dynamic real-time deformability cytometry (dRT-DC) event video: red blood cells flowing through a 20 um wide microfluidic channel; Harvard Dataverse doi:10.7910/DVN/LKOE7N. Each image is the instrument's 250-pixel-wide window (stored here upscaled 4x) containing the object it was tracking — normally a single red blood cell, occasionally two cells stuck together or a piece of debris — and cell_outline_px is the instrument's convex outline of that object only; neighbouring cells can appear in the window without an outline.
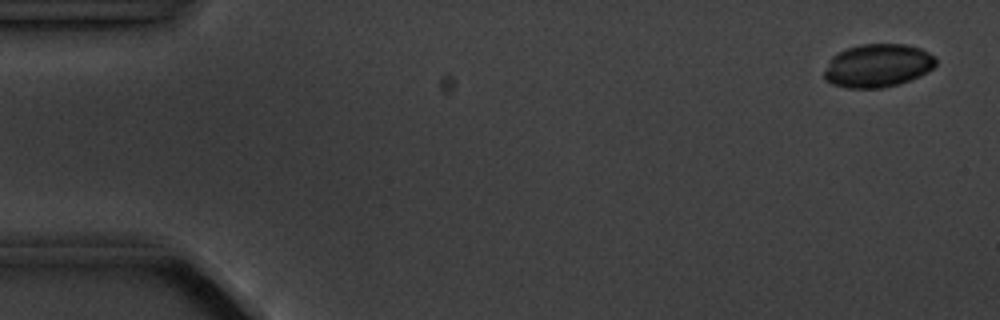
{"species": "common noctule bat (a hibernating species)", "species_latin": "Nyctalus noctula", "temperature_condition": "cold", "stored_images_in_passage": 7, "camera_frame_rate_fps": 3000, "um_per_image_px": 0.085, "animal": {"sex": "male", "body_mass_g": 20.1, "forearm_length_mm": 53.5}, "frame": {"image": 1, "passage_image": 1, "time_ms": 0.0, "image_size_px": [1000, 320], "cell_outline_px": [[936, 64], [932, 68], [920, 76], [896, 84], [880, 88], [844, 88], [832, 84], [824, 80], [824, 72], [832, 56], [848, 48], [860, 44], [904, 44], [920, 48], [936, 56]], "centroid_in_image_um": [74.6, 5.58], "position_along_channel_um": 10.4, "area_um2": 28.03}}